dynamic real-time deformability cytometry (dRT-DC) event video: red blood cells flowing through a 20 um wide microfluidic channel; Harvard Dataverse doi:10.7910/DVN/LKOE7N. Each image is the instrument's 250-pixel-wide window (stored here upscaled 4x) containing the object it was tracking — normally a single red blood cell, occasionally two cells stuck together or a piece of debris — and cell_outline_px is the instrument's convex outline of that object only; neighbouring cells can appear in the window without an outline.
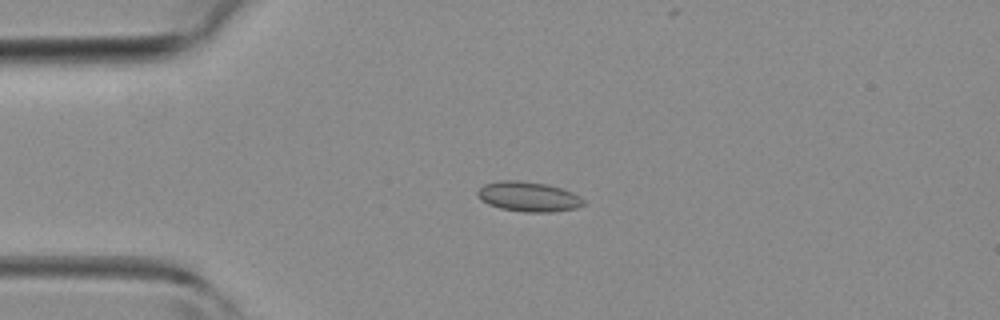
{"species": "common noctule bat (a hibernating species)", "species_latin": "Nyctalus noctula", "temperature_condition": "room temperature", "stored_images_in_passage": 41, "camera_frame_rate_fps": 3000, "um_per_image_px": 0.085, "animal": {"sex": "female", "body_mass_g": 19.3, "forearm_length_mm": 54.1}, "frame": {"image": 1, "passage_image": 10, "time_ms": 3.0, "image_size_px": [1000, 320], "cell_outline_px": [[588, 204], [576, 208], [552, 212], [524, 212], [500, 208], [488, 204], [480, 200], [476, 196], [476, 192], [484, 184], [500, 180], [516, 180], [548, 184], [572, 192], [580, 196]], "centroid_in_image_um": [44.92, 16.72], "position_along_channel_um": 40.1, "area_um2": 18.67}}
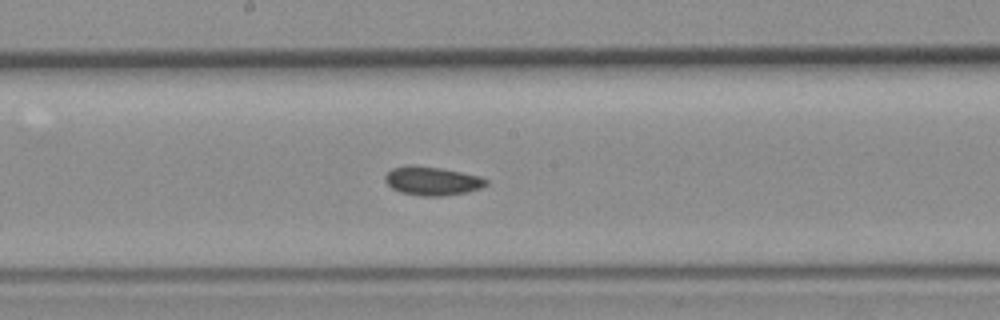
{"frame": {"image": 2, "passage_image": 23, "time_ms": 7.333, "image_size_px": [1000, 320], "cell_outline_px": [[488, 184], [480, 188], [468, 192], [444, 196], [420, 196], [400, 192], [392, 188], [384, 180], [384, 176], [392, 168], [408, 164], [412, 164], [440, 168], [480, 176], [488, 180]], "centroid_in_image_um": [36.72, 15.38], "position_along_channel_um": 211.5, "area_um2": 17.05}}
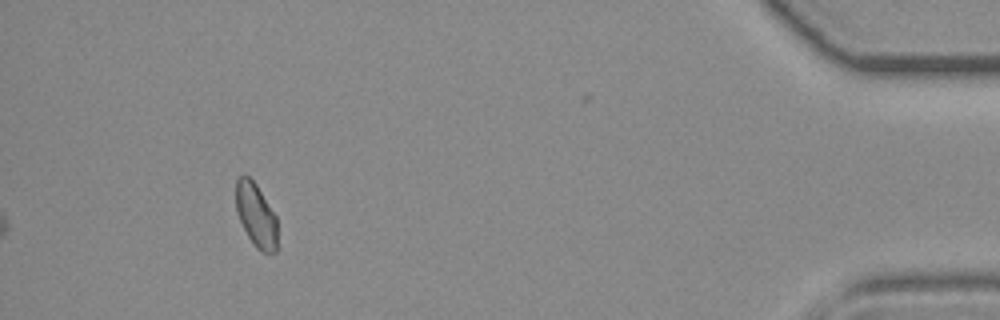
{"frame": {"image": 3, "passage_image": 41, "time_ms": 13.333, "image_size_px": [1000, 320], "cell_outline_px": [[276, 252], [264, 252], [256, 248], [248, 236], [236, 212], [236, 180], [244, 172], [256, 184], [276, 216]], "centroid_in_image_um": [21.74, 18.25], "position_along_channel_um": 413.5, "area_um2": 15.2}}